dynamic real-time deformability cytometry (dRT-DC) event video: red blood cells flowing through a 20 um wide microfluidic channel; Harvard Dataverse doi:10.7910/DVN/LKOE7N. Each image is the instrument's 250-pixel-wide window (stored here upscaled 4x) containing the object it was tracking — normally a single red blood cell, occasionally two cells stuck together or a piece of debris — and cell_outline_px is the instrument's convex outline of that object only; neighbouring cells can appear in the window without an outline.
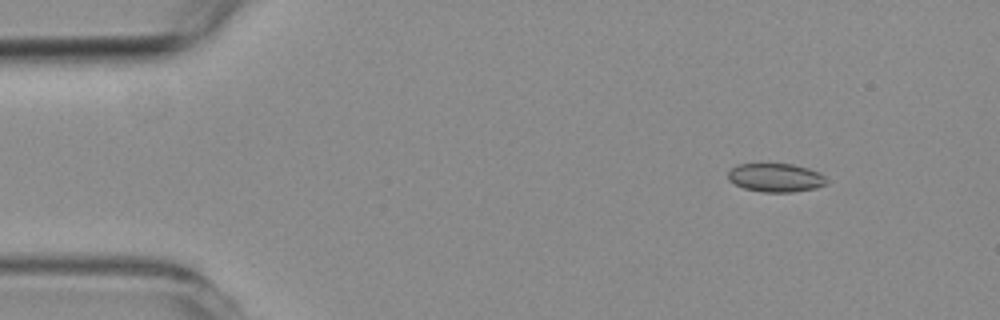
{"species": "common noctule bat (a hibernating species)", "species_latin": "Nyctalus noctula", "temperature_condition": "room temperature", "stored_images_in_passage": 5, "camera_frame_rate_fps": 3000, "um_per_image_px": 0.085, "animal": {"sex": "female", "body_mass_g": 19.3, "forearm_length_mm": 54.1}, "frame": {"image": 1, "passage_image": 2, "time_ms": 1.333, "image_size_px": [1000, 320], "cell_outline_px": [[828, 184], [816, 188], [792, 192], [764, 192], [744, 188], [728, 180], [728, 172], [736, 164], [792, 164], [808, 168], [820, 172], [828, 180]], "centroid_in_image_um": [65.97, 15.1], "position_along_channel_um": 19.0, "area_um2": 16.47}}
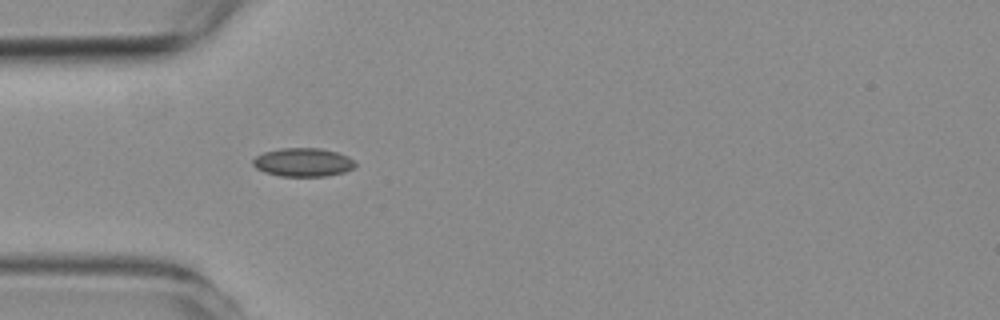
{"frame": {"image": 2, "passage_image": 5, "time_ms": 4.667, "image_size_px": [1000, 320], "cell_outline_px": [[356, 168], [344, 172], [324, 176], [280, 176], [264, 172], [256, 168], [252, 164], [252, 160], [256, 156], [264, 152], [280, 148], [320, 148], [336, 152], [348, 156], [356, 164]], "centroid_in_image_um": [25.75, 13.79], "position_along_channel_um": 59.2, "area_um2": 17.05}}